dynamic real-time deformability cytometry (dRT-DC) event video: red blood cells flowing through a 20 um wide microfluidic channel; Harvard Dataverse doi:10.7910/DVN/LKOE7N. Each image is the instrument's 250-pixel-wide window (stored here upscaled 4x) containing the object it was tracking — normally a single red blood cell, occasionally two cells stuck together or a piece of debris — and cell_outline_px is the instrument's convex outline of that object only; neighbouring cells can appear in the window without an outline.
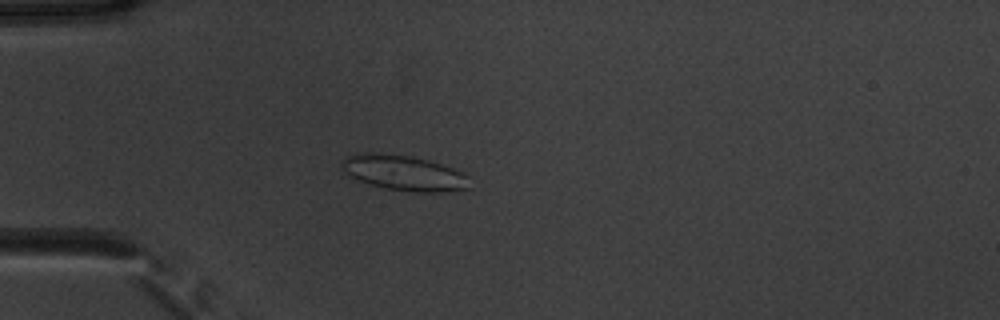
{"species": "common noctule bat (a hibernating species)", "species_latin": "Nyctalus noctula", "temperature_condition": "warm", "stored_images_in_passage": 52, "camera_frame_rate_fps": 3000, "um_per_image_px": 0.085, "animal": {"sex": "male", "body_mass_g": 20.1, "forearm_length_mm": 53.5}, "frame": {"image": 1, "passage_image": 15, "time_ms": 4.667, "image_size_px": [1000, 320], "cell_outline_px": [[468, 188], [440, 192], [412, 192], [384, 188], [348, 176], [340, 168], [340, 160], [344, 156], [368, 152], [376, 152], [412, 156], [428, 160], [464, 172], [468, 176]], "centroid_in_image_um": [34.27, 14.68], "position_along_channel_um": 50.7, "area_um2": 26.41}}
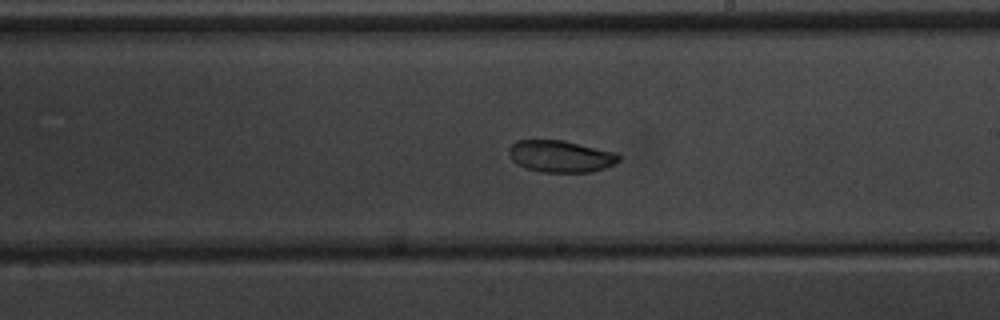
{"frame": {"image": 2, "passage_image": 31, "time_ms": 10.0, "image_size_px": [1000, 320], "cell_outline_px": [[620, 160], [616, 164], [592, 172], [540, 172], [516, 164], [512, 160], [508, 152], [508, 148], [516, 140], [564, 140], [616, 152], [620, 156]], "centroid_in_image_um": [47.66, 13.28], "position_along_channel_um": 241.3, "area_um2": 20.58}}
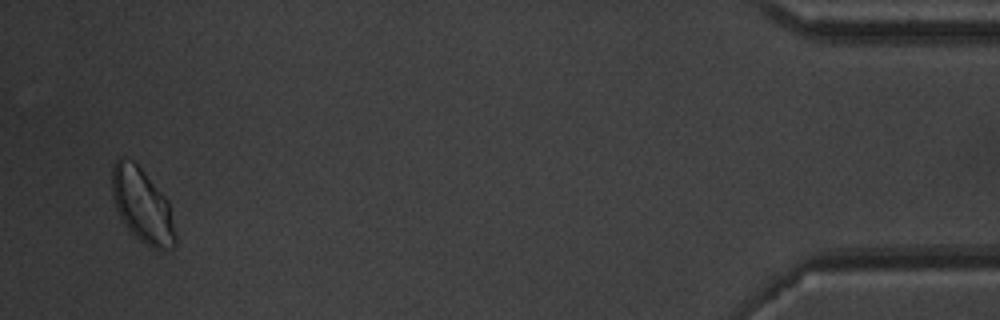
{"frame": {"image": 3, "passage_image": 51, "time_ms": 16.667, "image_size_px": [1000, 320], "cell_outline_px": [[176, 244], [172, 248], [164, 252], [160, 252], [152, 248], [140, 240], [128, 228], [120, 216], [116, 208], [112, 196], [112, 168], [116, 160], [120, 156], [124, 156], [132, 160], [144, 172], [168, 200], [176, 232]], "centroid_in_image_um": [12.11, 17.49], "position_along_channel_um": 423.1, "area_um2": 27.46}, "authors_computed_cell_mechanics": {"area_um2": 22.5998, "velocity_mm_per_s": 3.8527, "shape_relaxation_time_tau1_ms": 3.1228, "shape_relaxation_time_tau2_ms": 2.6654, "deformation_change_tau1": 0.0793, "deformation_change_tau2": 0.0415}}